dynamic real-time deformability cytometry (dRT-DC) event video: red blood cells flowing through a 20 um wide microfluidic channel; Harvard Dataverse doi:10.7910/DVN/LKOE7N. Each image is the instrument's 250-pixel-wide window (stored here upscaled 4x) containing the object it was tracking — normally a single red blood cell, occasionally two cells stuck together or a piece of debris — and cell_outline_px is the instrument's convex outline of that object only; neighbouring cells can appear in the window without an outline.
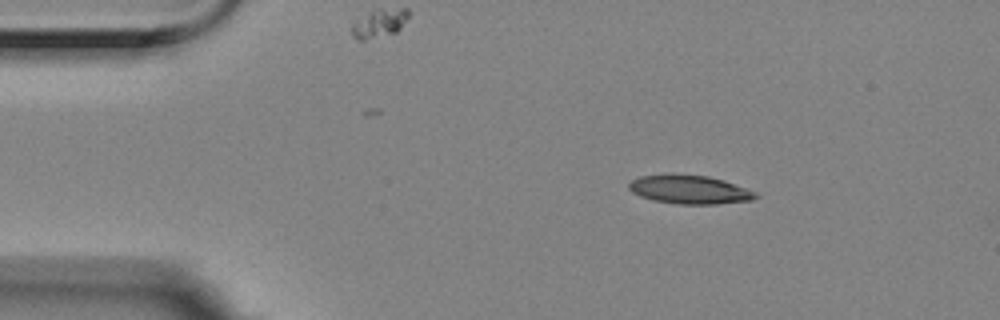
{"species": "Egyptian fruit bat (a non-hibernating species)", "species_latin": "Rousettus aegyptiacus", "temperature_condition": "room temperature", "stored_images_in_passage": 3, "camera_frame_rate_fps": 3000, "um_per_image_px": 0.085, "animal": {"sex": "female"}, "frame": {"image": 1, "passage_image": 1, "time_ms": 0.0, "image_size_px": [1000, 320], "cell_outline_px": [[760, 196], [752, 200], [716, 204], [676, 204], [652, 200], [640, 196], [632, 192], [628, 188], [628, 184], [632, 180], [640, 176], [672, 172], [708, 176], [724, 180], [748, 188], [756, 192]], "centroid_in_image_um": [58.61, 16.09], "position_along_channel_um": 26.4, "area_um2": 21.73}}